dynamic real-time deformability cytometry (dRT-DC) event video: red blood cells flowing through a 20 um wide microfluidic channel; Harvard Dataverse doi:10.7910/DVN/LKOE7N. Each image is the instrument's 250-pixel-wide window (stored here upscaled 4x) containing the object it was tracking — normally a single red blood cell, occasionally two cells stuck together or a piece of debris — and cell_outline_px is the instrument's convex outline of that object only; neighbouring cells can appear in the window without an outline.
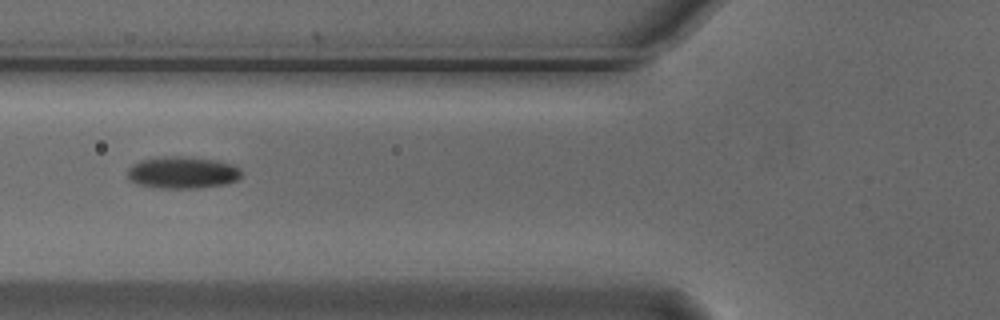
{"species": "Egyptian fruit bat (a non-hibernating species)", "species_latin": "Rousettus aegyptiacus", "temperature_condition": "cold", "stored_images_in_passage": 9, "camera_frame_rate_fps": 3000, "um_per_image_px": 0.085, "animal": {"sex": "male"}, "frame": {"image": 1, "passage_image": 6, "time_ms": 1.667, "image_size_px": [1000, 320], "cell_outline_px": [[244, 172], [236, 180], [224, 184], [200, 188], [156, 188], [136, 184], [128, 180], [128, 168], [132, 164], [140, 160], [164, 156], [180, 156], [216, 160], [232, 164], [240, 168]], "centroid_in_image_um": [15.49, 14.67], "position_along_channel_um": 110.3, "area_um2": 21.44}}
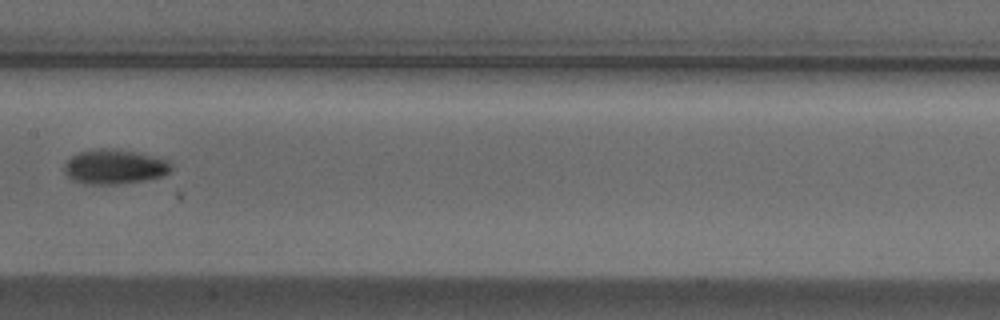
{"frame": {"image": 2, "passage_image": 8, "time_ms": 2.333, "image_size_px": [1000, 320], "cell_outline_px": [[172, 168], [164, 176], [144, 180], [116, 184], [84, 184], [72, 180], [64, 172], [64, 164], [72, 156], [80, 152], [96, 148], [112, 148], [136, 152], [168, 160], [172, 164]], "centroid_in_image_um": [9.72, 14.17], "position_along_channel_um": 197.7, "area_um2": 21.62}}
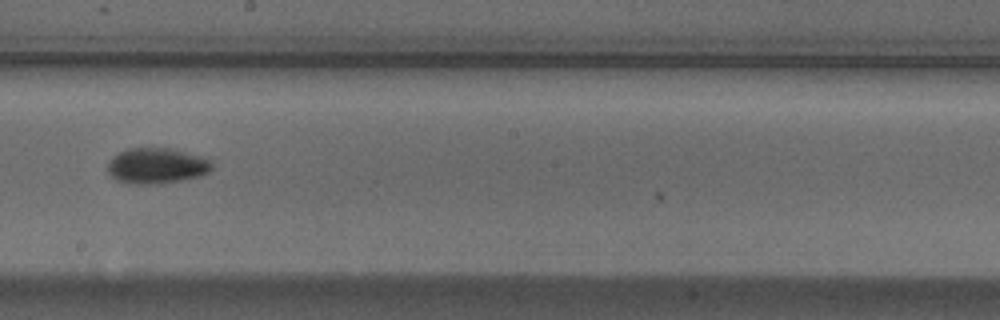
{"frame": {"image": 3, "passage_image": 9, "time_ms": 2.667, "image_size_px": [1000, 320], "cell_outline_px": [[212, 168], [208, 172], [200, 176], [160, 184], [136, 184], [116, 180], [108, 172], [108, 164], [112, 156], [128, 148], [168, 148], [200, 156], [208, 160], [212, 164]], "centroid_in_image_um": [13.29, 14.1], "position_along_channel_um": 234.9, "area_um2": 21.44}}